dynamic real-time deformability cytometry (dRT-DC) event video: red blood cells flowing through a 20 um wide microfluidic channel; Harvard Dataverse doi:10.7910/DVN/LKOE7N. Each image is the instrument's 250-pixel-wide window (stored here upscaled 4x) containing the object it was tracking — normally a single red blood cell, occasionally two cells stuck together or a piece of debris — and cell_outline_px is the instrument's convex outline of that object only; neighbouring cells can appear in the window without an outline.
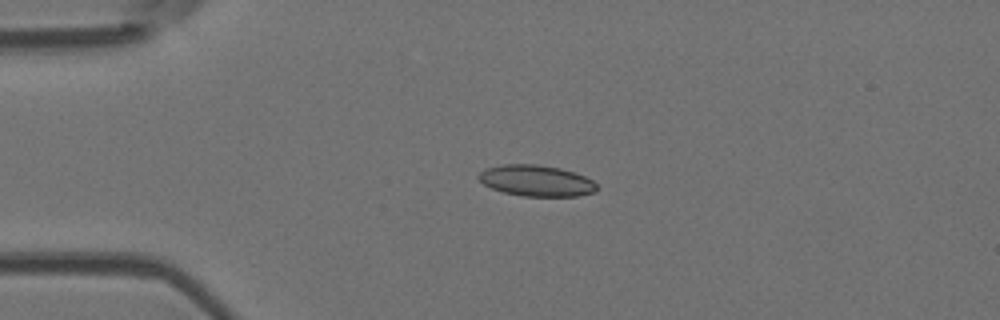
{"species": "Egyptian fruit bat (a non-hibernating species)", "species_latin": "Rousettus aegyptiacus", "temperature_condition": "room temperature", "stored_images_in_passage": 3, "camera_frame_rate_fps": 3000, "um_per_image_px": 0.085, "animal": {"sex": "female"}, "frame": {"image": 1, "passage_image": 3, "time_ms": 2.333, "image_size_px": [1000, 320], "cell_outline_px": [[596, 192], [576, 196], [524, 196], [504, 192], [492, 188], [484, 184], [476, 176], [484, 168], [504, 164], [536, 164], [560, 168], [576, 172], [592, 180], [596, 184]], "centroid_in_image_um": [45.58, 15.35], "position_along_channel_um": 39.4, "area_um2": 21.44}}